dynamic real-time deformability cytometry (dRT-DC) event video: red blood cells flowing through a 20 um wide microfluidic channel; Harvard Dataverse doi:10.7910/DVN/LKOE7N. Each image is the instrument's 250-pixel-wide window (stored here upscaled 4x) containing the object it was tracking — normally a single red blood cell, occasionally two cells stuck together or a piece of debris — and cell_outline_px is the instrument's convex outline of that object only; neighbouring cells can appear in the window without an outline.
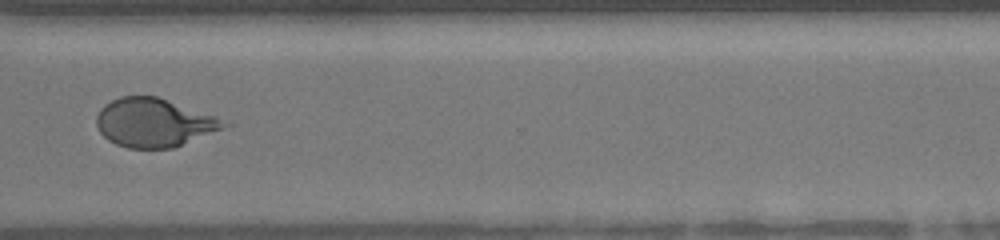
{"species": "human", "species_latin": "Homo sapiens", "temperature_condition": "warm", "stored_images_in_passage": 34, "camera_frame_rate_fps": 3000, "um_per_image_px": 0.085, "donor": {"sex": "female"}, "frame": {"image": 1, "passage_image": 25, "time_ms": 8.0, "image_size_px": [1000, 240], "cell_outline_px": [[232, 124], [224, 128], [172, 148], [128, 148], [116, 144], [108, 140], [100, 132], [96, 124], [96, 116], [100, 108], [104, 104], [120, 96], [156, 96], [216, 116]], "centroid_in_image_um": [13.07, 10.42], "position_along_channel_um": 357.5, "area_um2": 35.95}}
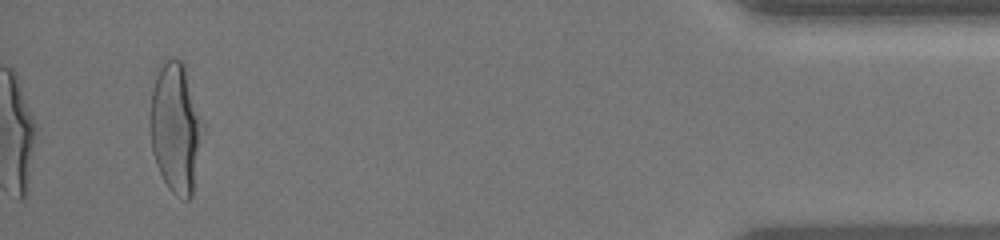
{"frame": {"image": 2, "passage_image": 34, "time_ms": 11.0, "image_size_px": [1000, 240], "cell_outline_px": [[204, 128], [192, 196], [188, 200], [184, 200], [176, 196], [168, 188], [156, 164], [152, 152], [148, 124], [148, 116], [152, 88], [156, 76], [164, 60], [172, 56], [180, 60], [184, 64], [204, 124]], "centroid_in_image_um": [14.91, 10.86], "position_along_channel_um": 420.3, "area_um2": 40.58}, "authors_computed_cell_mechanics": {"area_um2": 36.2406, "velocity_mm_per_s": 4.1522, "shape_relaxation_time_tau1_ms": 3.5292, "shape_relaxation_time_tau2_ms": null, "deformation_change_tau1": 0.2056, "deformation_change_tau2": null}}